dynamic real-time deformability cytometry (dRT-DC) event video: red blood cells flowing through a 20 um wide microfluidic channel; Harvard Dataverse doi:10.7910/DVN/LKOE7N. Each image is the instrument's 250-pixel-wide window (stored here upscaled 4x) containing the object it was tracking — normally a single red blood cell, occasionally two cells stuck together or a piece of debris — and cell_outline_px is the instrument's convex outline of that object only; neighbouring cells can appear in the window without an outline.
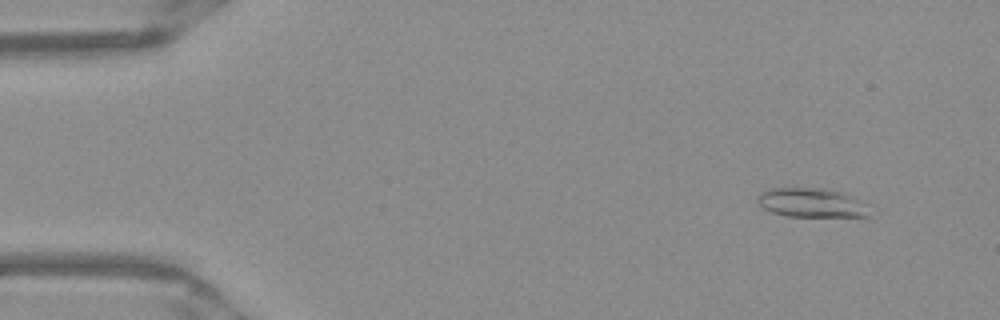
{"species": "Egyptian fruit bat (a non-hibernating species)", "species_latin": "Rousettus aegyptiacus", "temperature_condition": "warm", "stored_images_in_passage": 51, "camera_frame_rate_fps": 3000, "um_per_image_px": 0.085, "frame": {"image": 1, "passage_image": 5, "time_ms": 1.333, "image_size_px": [1000, 320], "cell_outline_px": [[872, 204], [868, 216], [788, 216], [772, 212], [764, 208], [756, 200], [756, 196], [760, 192], [768, 188], [824, 188], [840, 192]], "centroid_in_image_um": [69.01, 17.22], "position_along_channel_um": 16.0, "area_um2": 19.19}}
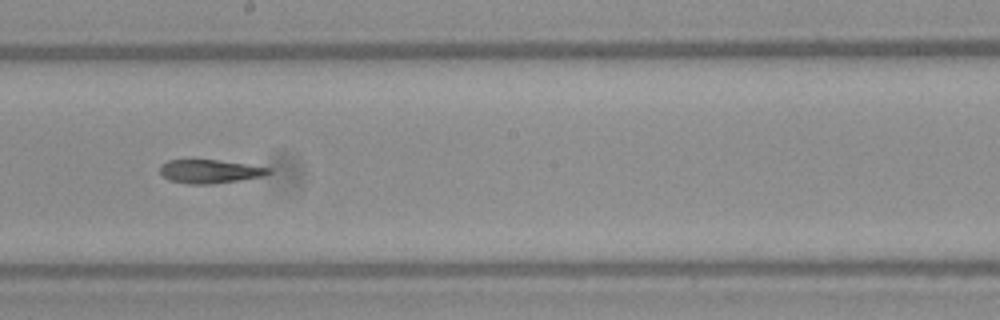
{"frame": {"image": 2, "passage_image": 29, "time_ms": 9.333, "image_size_px": [1000, 320], "cell_outline_px": [[272, 172], [260, 176], [240, 180], [208, 184], [188, 184], [168, 180], [160, 172], [160, 164], [168, 160], [216, 160], [272, 168]], "centroid_in_image_um": [17.79, 14.57], "position_along_channel_um": 230.4, "area_um2": 14.74}}
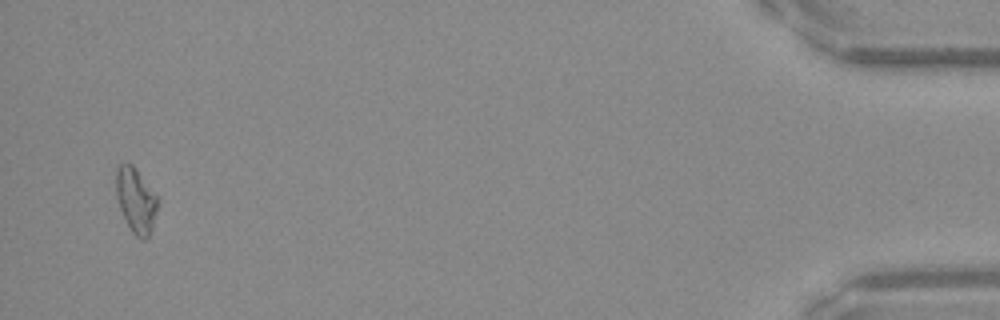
{"frame": {"image": 3, "passage_image": 50, "time_ms": 16.333, "image_size_px": [1000, 320], "cell_outline_px": [[160, 204], [152, 228], [148, 236], [144, 240], [136, 236], [132, 232], [120, 208], [116, 196], [116, 164], [132, 164], [136, 168], [156, 192], [160, 200]], "centroid_in_image_um": [11.59, 16.99], "position_along_channel_um": 423.6, "area_um2": 16.07}, "authors_computed_cell_mechanics": {"area_um2": 15.9528, "velocity_mm_per_s": 3.9726, "shape_relaxation_time_tau1_ms": null, "shape_relaxation_time_tau2_ms": 2.0118, "deformation_change_tau1": null, "deformation_change_tau2": 0.1116}}